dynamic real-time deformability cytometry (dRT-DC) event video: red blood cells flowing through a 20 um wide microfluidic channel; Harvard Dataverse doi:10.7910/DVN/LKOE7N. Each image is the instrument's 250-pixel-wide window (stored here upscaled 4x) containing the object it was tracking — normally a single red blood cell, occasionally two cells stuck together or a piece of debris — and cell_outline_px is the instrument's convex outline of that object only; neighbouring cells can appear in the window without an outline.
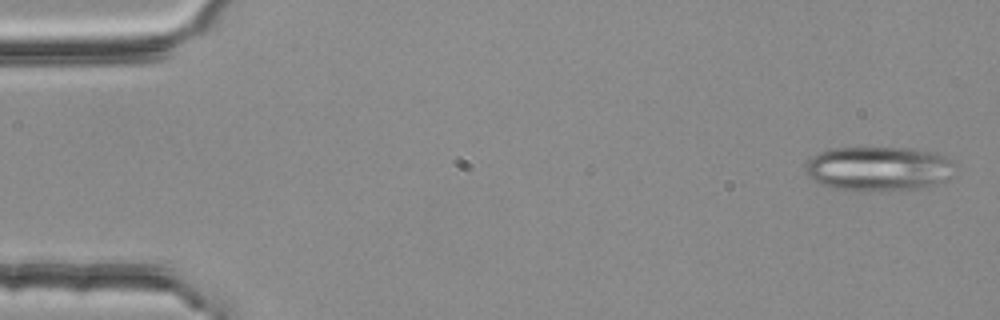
{"species": "common noctule bat (a hibernating species)", "species_latin": "Nyctalus noctula", "temperature_condition": "room temperature", "stored_images_in_passage": 3, "camera_frame_rate_fps": 3000, "um_per_image_px": 0.085, "animal": {"sex": "female", "body_mass_g": 25.1}, "frame": {"image": 1, "passage_image": 3, "time_ms": 0.667, "image_size_px": [1000, 320], "cell_outline_px": [[956, 164], [944, 180], [932, 184], [916, 188], [836, 188], [820, 184], [812, 180], [808, 176], [804, 168], [812, 156], [820, 152], [832, 148], [912, 148], [936, 152]], "centroid_in_image_um": [74.63, 14.27], "position_along_channel_um": 10.4, "area_um2": 37.34}}